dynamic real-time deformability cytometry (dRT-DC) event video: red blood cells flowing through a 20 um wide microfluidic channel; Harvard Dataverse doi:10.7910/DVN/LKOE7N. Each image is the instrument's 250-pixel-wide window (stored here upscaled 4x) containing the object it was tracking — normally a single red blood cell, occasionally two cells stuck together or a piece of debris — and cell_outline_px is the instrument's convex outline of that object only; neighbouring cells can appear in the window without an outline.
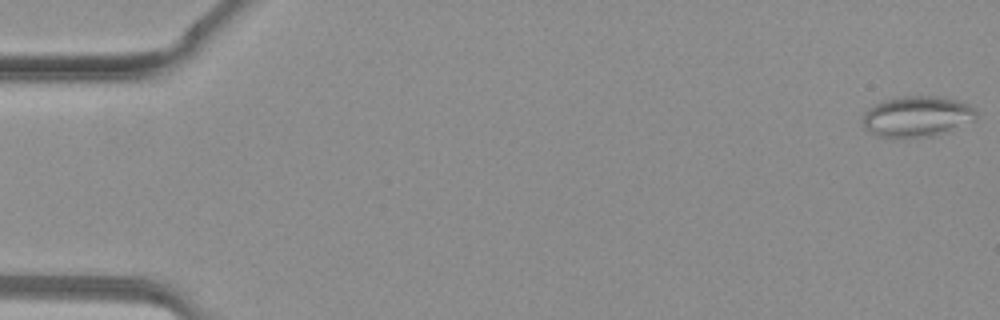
{"species": "common noctule bat (a hibernating species)", "species_latin": "Nyctalus noctula", "temperature_condition": "warm", "stored_images_in_passage": 36, "camera_frame_rate_fps": 3000, "um_per_image_px": 0.085, "animal": {"sex": "female", "body_mass_g": 19.3, "forearm_length_mm": 54.1}, "frame": {"image": 1, "passage_image": 1, "time_ms": 0.0, "image_size_px": [1000, 320], "cell_outline_px": [[976, 120], [944, 132], [932, 136], [876, 136], [868, 132], [864, 128], [864, 112], [868, 108], [880, 100], [900, 96], [944, 96], [968, 104], [976, 112]], "centroid_in_image_um": [77.92, 9.86], "position_along_channel_um": 7.1, "area_um2": 26.82}}
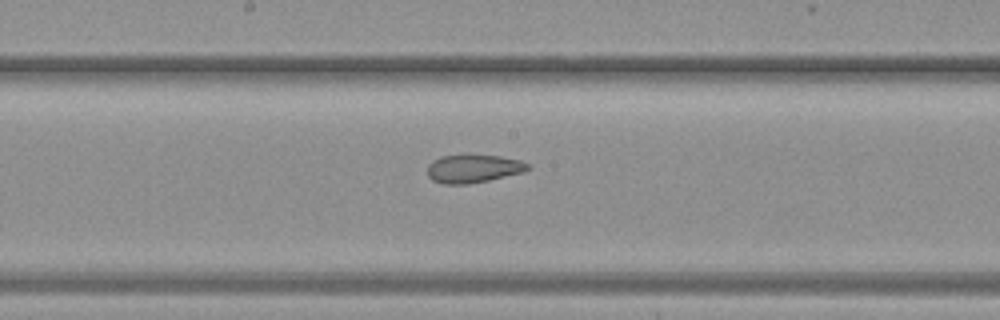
{"frame": {"image": 2, "passage_image": 21, "time_ms": 6.667, "image_size_px": [1000, 320], "cell_outline_px": [[532, 168], [524, 172], [488, 180], [468, 184], [444, 184], [432, 180], [428, 176], [428, 164], [432, 160], [440, 156], [500, 156], [520, 160], [532, 164]], "centroid_in_image_um": [40.26, 14.34], "position_along_channel_um": 207.9, "area_um2": 16.42}}
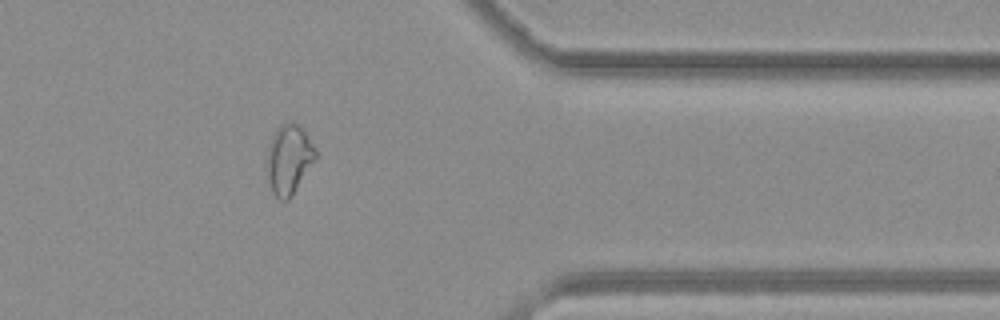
{"frame": {"image": 3, "passage_image": 32, "time_ms": 10.333, "image_size_px": [1000, 320], "cell_outline_px": [[316, 156], [292, 196], [288, 200], [280, 200], [272, 192], [264, 164], [268, 148], [272, 136], [276, 128], [280, 124], [288, 120], [292, 120], [304, 132], [316, 148]], "centroid_in_image_um": [24.5, 13.52], "position_along_channel_um": 386.9, "area_um2": 19.77}}